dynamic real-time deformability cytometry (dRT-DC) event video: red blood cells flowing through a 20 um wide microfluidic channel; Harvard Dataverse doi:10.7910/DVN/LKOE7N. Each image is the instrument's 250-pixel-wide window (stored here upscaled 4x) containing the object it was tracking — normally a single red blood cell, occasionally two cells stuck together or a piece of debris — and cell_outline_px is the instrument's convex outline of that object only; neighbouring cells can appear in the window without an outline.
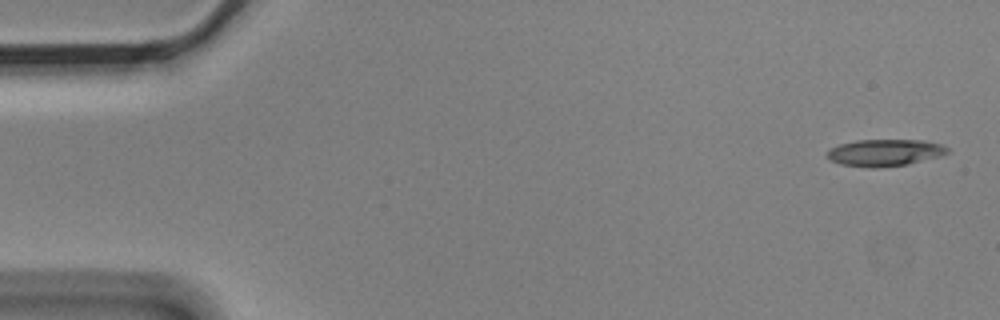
{"species": "Egyptian fruit bat (a non-hibernating species)", "species_latin": "Rousettus aegyptiacus", "temperature_condition": "cold", "stored_images_in_passage": 4, "camera_frame_rate_fps": 3000, "um_per_image_px": 0.085, "animal": {"sex": "male"}, "frame": {"image": 1, "passage_image": 1, "time_ms": 0.0, "image_size_px": [1000, 320], "cell_outline_px": [[948, 152], [940, 156], [908, 164], [876, 168], [872, 168], [840, 164], [832, 160], [828, 156], [828, 152], [832, 148], [840, 144], [856, 140], [920, 140], [940, 144], [948, 148]], "centroid_in_image_um": [75.22, 12.98], "position_along_channel_um": 9.8, "area_um2": 18.55}}